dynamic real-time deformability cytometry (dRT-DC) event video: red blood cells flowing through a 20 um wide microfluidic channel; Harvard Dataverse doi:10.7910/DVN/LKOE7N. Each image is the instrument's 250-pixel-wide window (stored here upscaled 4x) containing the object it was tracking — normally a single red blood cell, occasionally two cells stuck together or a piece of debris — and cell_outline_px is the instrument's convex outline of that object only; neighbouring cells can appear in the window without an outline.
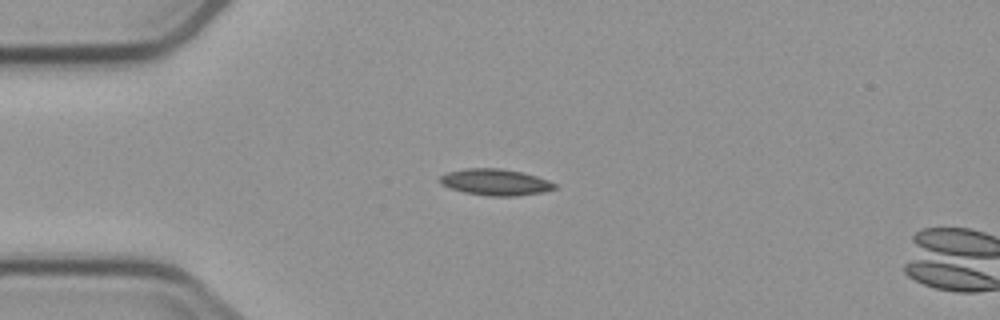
{"species": "common noctule bat (a hibernating species)", "species_latin": "Nyctalus noctula", "temperature_condition": "cold", "stored_images_in_passage": 3, "camera_frame_rate_fps": 3000, "um_per_image_px": 0.085, "animal": {"sex": "male", "body_mass_g": 23.1, "forearm_length_mm": 52.7}, "frame": {"image": 1, "passage_image": 2, "time_ms": 2.0, "image_size_px": [1000, 320], "cell_outline_px": [[556, 188], [544, 192], [516, 196], [488, 196], [464, 192], [440, 184], [440, 176], [448, 172], [464, 168], [496, 168], [520, 172], [536, 176], [548, 180], [556, 184]], "centroid_in_image_um": [42.11, 15.49], "position_along_channel_um": 42.9, "area_um2": 17.51}}